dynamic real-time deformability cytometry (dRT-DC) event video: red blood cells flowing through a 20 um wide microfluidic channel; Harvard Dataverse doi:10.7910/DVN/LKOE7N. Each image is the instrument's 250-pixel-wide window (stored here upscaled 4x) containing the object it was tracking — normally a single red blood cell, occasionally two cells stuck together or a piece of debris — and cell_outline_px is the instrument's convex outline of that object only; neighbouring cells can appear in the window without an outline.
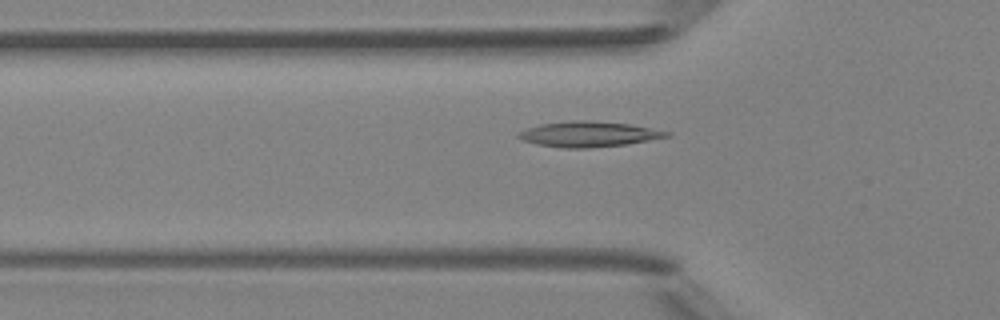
{"species": "Egyptian fruit bat (a non-hibernating species)", "species_latin": "Rousettus aegyptiacus", "temperature_condition": "room temperature", "stored_images_in_passage": 29, "camera_frame_rate_fps": 3000, "um_per_image_px": 0.085, "animal": {"sex": "female"}, "frame": {"image": 1, "passage_image": 2, "time_ms": 0.333, "image_size_px": [1000, 320], "cell_outline_px": [[672, 136], [628, 144], [588, 148], [564, 148], [536, 144], [524, 140], [516, 136], [516, 132], [540, 124], [572, 120], [592, 120], [632, 124], [672, 132]], "centroid_in_image_um": [50.07, 11.39], "position_along_channel_um": 75.7, "area_um2": 22.2}}
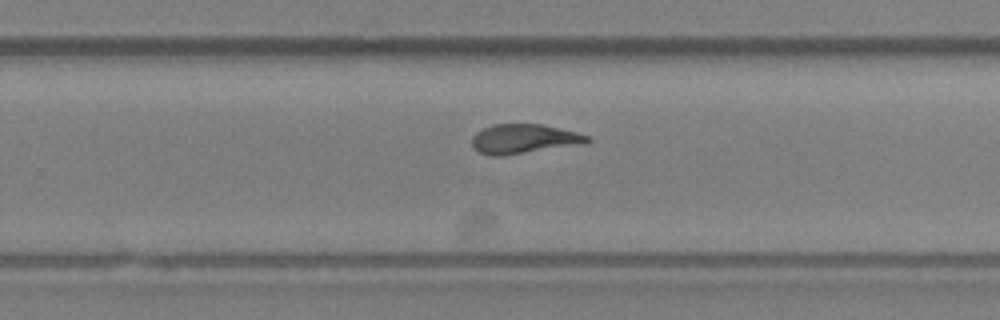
{"frame": {"image": 2, "passage_image": 17, "time_ms": 5.333, "image_size_px": [1000, 320], "cell_outline_px": [[592, 140], [588, 144], [500, 156], [492, 156], [480, 152], [472, 148], [472, 136], [476, 132], [492, 124], [540, 124], [576, 132], [588, 136]], "centroid_in_image_um": [44.55, 11.81], "position_along_channel_um": 285.3, "area_um2": 19.94}}
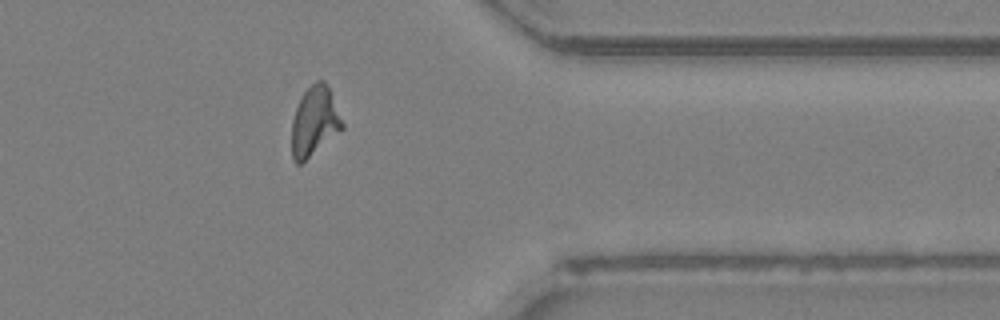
{"frame": {"image": 3, "passage_image": 25, "time_ms": 8.0, "image_size_px": [1000, 320], "cell_outline_px": [[344, 128], [300, 164], [296, 164], [292, 160], [292, 120], [296, 108], [304, 92], [316, 80], [324, 80], [328, 88], [344, 124]], "centroid_in_image_um": [26.72, 10.34], "position_along_channel_um": 384.7, "area_um2": 20.0}, "authors_computed_cell_mechanics": {"area_um2": 19.7676, "velocity_mm_per_s": 4.1947, "shape_relaxation_time_tau1_ms": 7.6998, "shape_relaxation_time_tau2_ms": 2.3908, "deformation_change_tau1": 0.2232, "deformation_change_tau2": 0.1046}}